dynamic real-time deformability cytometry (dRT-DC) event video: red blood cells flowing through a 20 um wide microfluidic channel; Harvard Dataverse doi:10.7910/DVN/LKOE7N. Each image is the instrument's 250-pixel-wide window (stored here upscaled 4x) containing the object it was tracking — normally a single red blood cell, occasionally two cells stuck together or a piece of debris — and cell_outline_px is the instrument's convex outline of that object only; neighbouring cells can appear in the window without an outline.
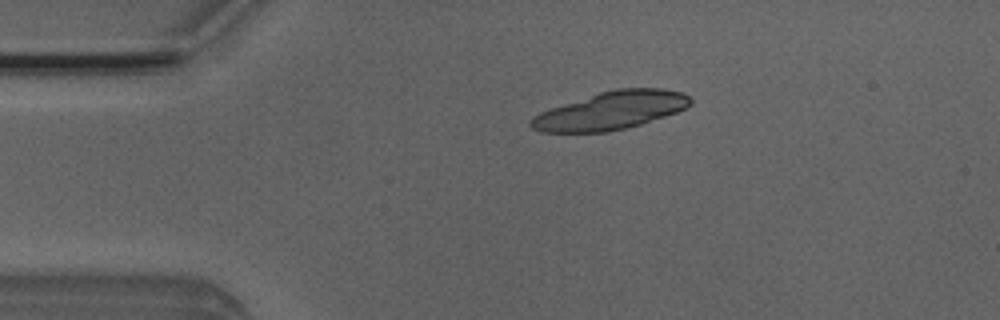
{"species": "Egyptian fruit bat (a non-hibernating species)", "species_latin": "Rousettus aegyptiacus", "temperature_condition": "room temperature", "stored_images_in_passage": 4, "segment_of_instrument_passage": [1, 2], "camera_frame_rate_fps": 3000, "um_per_image_px": 0.085, "animal": {"sex": "male"}, "frame": {"image": 1, "passage_image": 1, "time_ms": 0.0, "image_size_px": [1000, 320], "cell_outline_px": [[692, 104], [676, 112], [640, 124], [608, 132], [540, 132], [532, 128], [528, 124], [528, 120], [532, 116], [540, 112], [600, 92], [616, 88], [660, 88], [684, 92], [692, 100]], "centroid_in_image_um": [51.91, 9.4], "position_along_channel_um": 33.1, "area_um2": 35.03}}